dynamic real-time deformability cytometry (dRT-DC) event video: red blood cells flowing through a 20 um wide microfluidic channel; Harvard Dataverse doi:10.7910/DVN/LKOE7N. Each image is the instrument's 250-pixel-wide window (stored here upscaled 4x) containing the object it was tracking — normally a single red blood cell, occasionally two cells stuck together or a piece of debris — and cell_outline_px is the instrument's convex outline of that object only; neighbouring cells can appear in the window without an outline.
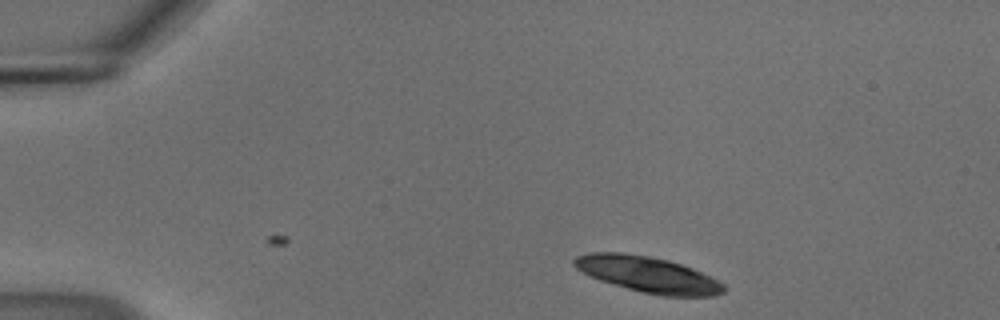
{"species": "common noctule bat (a hibernating species)", "species_latin": "Nyctalus noctula", "temperature_condition": "cold", "stored_images_in_passage": 41, "camera_frame_rate_fps": 3000, "um_per_image_px": 0.085, "animal": {"sex": "male", "body_mass_g": 18.8}, "frame": {"image": 1, "passage_image": 1, "time_ms": 0.0, "image_size_px": [1000, 320], "cell_outline_px": [[724, 292], [712, 296], [664, 296], [644, 292], [628, 288], [600, 280], [588, 276], [580, 272], [572, 264], [572, 260], [576, 256], [588, 252], [620, 252], [648, 256], [668, 260], [692, 268], [724, 284]], "centroid_in_image_um": [55.0, 23.32], "position_along_channel_um": 30.0, "area_um2": 31.04}}
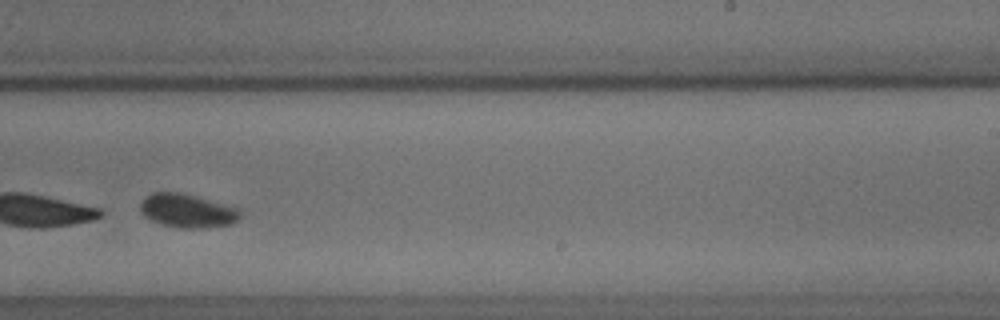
{"frame": {"image": 2, "passage_image": 27, "time_ms": 8.667, "image_size_px": [1000, 320], "cell_outline_px": [[240, 216], [232, 224], [208, 228], [180, 228], [160, 224], [144, 216], [140, 212], [140, 204], [152, 192], [184, 192], [240, 208]], "centroid_in_image_um": [15.94, 17.91], "position_along_channel_um": 273.1, "area_um2": 19.83}}